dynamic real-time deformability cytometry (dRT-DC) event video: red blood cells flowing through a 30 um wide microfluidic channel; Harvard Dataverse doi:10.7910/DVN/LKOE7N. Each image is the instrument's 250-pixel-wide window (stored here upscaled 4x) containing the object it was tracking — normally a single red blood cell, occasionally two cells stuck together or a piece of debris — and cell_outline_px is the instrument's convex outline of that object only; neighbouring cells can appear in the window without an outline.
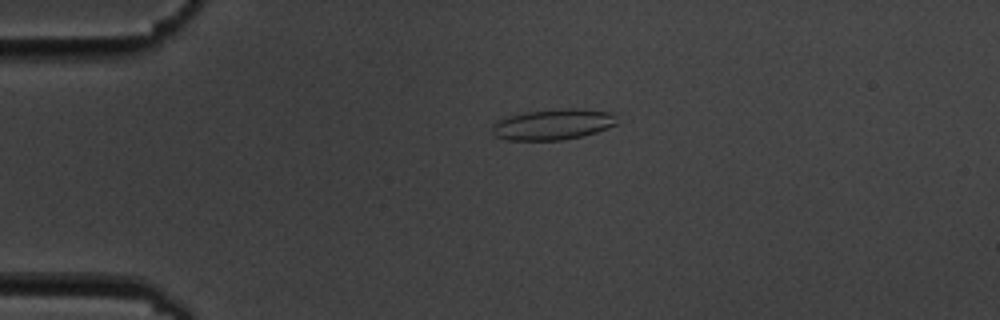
{"species": "common noctule bat (a hibernating species)", "species_latin": "Nyctalus noctula", "temperature_condition": "cold", "stored_images_in_passage": 5, "camera_frame_rate_fps": 3000, "um_per_image_px": 0.085, "animal": {"sex": "male", "body_mass_g": 19.5, "forearm_length_mm": 54.6}, "frame": {"image": 1, "passage_image": 4, "time_ms": 3.667, "image_size_px": [1000, 320], "cell_outline_px": [[616, 124], [608, 128], [584, 136], [564, 140], [508, 140], [496, 136], [492, 132], [492, 124], [496, 120], [528, 112], [564, 108], [576, 108], [612, 112]], "centroid_in_image_um": [47.01, 10.58], "position_along_channel_um": 38.0, "area_um2": 22.25}}